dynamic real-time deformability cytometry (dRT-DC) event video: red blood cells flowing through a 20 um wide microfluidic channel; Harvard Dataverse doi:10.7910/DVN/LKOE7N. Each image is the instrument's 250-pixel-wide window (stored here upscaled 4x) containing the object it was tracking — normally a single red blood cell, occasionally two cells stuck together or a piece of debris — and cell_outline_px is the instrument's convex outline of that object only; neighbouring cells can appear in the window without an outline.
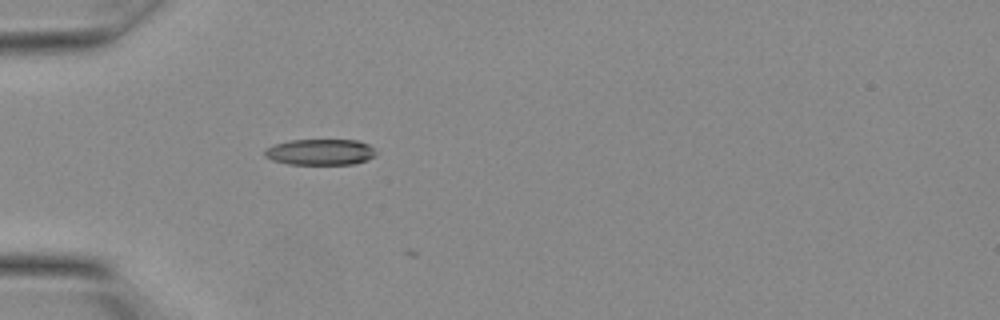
{"species": "Egyptian fruit bat (a non-hibernating species)", "species_latin": "Rousettus aegyptiacus", "temperature_condition": "warm", "stored_images_in_passage": 8, "camera_frame_rate_fps": 3000, "um_per_image_px": 0.085, "animal": {"sex": "female"}, "frame": {"image": 1, "passage_image": 5, "time_ms": 1.333, "image_size_px": [1000, 320], "cell_outline_px": [[376, 152], [368, 160], [356, 164], [288, 164], [272, 160], [264, 156], [264, 152], [268, 148], [276, 144], [288, 140], [356, 140], [368, 144]], "centroid_in_image_um": [27.22, 12.93], "position_along_channel_um": 57.8, "area_um2": 16.76}}
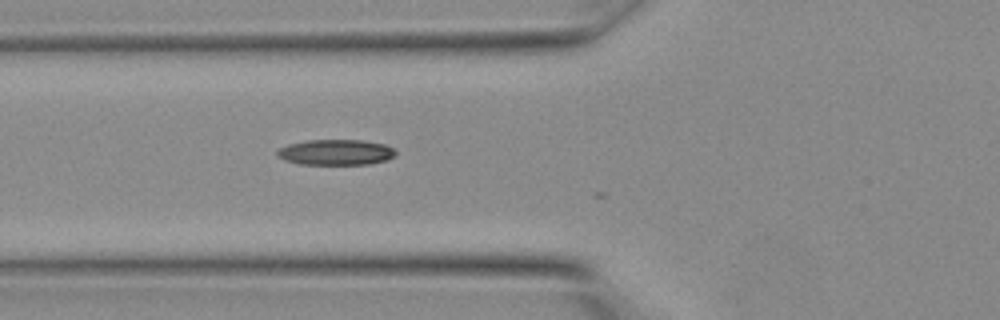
{"frame": {"image": 2, "passage_image": 7, "time_ms": 2.0, "image_size_px": [1000, 320], "cell_outline_px": [[396, 156], [388, 160], [368, 164], [300, 164], [284, 160], [276, 156], [276, 152], [280, 148], [288, 144], [308, 140], [360, 140], [384, 144], [392, 148], [396, 152]], "centroid_in_image_um": [28.54, 12.95], "position_along_channel_um": 97.3, "area_um2": 17.69}}